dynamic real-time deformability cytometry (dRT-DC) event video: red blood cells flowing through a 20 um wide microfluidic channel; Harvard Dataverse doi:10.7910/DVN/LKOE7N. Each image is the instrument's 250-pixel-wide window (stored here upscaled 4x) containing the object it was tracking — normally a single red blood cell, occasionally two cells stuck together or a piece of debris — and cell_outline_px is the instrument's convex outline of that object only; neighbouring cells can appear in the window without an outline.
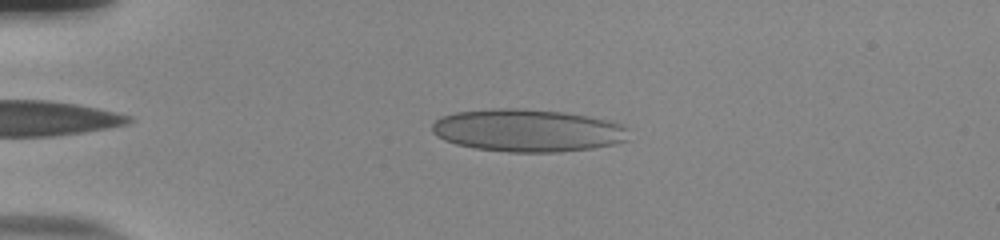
{"species": "human", "species_latin": "Homo sapiens", "temperature_condition": "room temperature", "stored_images_in_passage": 41, "camera_frame_rate_fps": 3000, "um_per_image_px": 0.085, "donor": {"sex": "male"}, "frame": {"image": 1, "passage_image": 7, "time_ms": 2.0, "image_size_px": [1000, 240], "cell_outline_px": [[628, 140], [612, 144], [592, 148], [556, 152], [508, 152], [476, 148], [456, 144], [444, 140], [432, 132], [432, 124], [436, 120], [444, 116], [456, 112], [492, 108], [516, 108], [564, 112], [604, 120], [616, 124], [624, 128]], "centroid_in_image_um": [44.76, 11.09], "position_along_channel_um": 40.2, "area_um2": 48.15}}
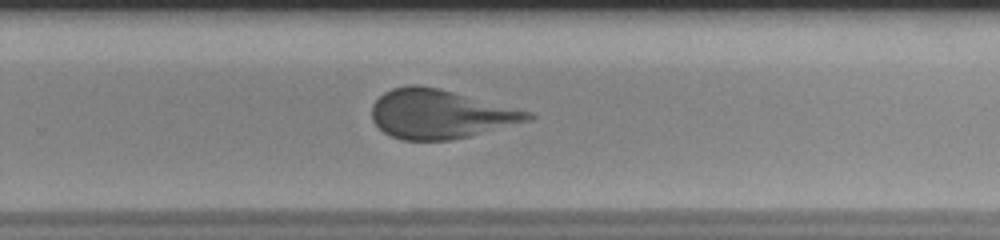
{"frame": {"image": 2, "passage_image": 30, "time_ms": 9.667, "image_size_px": [1000, 240], "cell_outline_px": [[536, 116], [532, 120], [452, 140], [400, 140], [384, 132], [372, 120], [372, 104], [384, 92], [392, 88], [408, 84], [416, 84], [436, 88], [532, 112]], "centroid_in_image_um": [37.39, 9.7], "position_along_channel_um": 292.4, "area_um2": 44.22}}
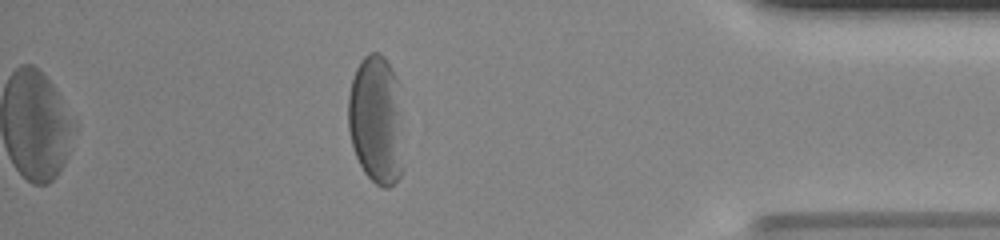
{"frame": {"image": 3, "passage_image": 41, "time_ms": 13.333, "image_size_px": [1000, 240], "cell_outline_px": [[404, 168], [400, 176], [388, 188], [384, 188], [376, 184], [364, 172], [356, 156], [352, 144], [348, 128], [348, 96], [352, 80], [356, 68], [360, 60], [368, 52], [380, 52], [384, 56], [392, 68], [396, 76]], "centroid_in_image_um": [31.96, 10.19], "position_along_channel_um": 403.2, "area_um2": 41.56}}